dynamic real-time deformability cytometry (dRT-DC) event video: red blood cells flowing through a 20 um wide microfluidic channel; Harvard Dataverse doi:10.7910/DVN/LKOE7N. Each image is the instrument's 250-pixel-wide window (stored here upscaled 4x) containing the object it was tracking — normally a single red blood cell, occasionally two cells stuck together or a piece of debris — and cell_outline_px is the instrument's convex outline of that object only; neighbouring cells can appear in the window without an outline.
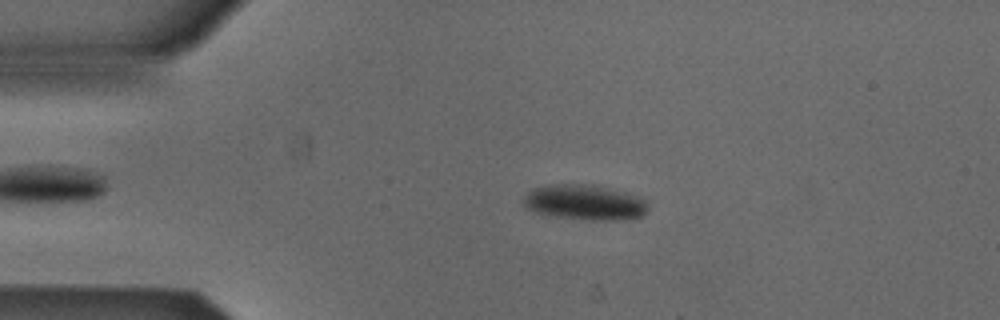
{"species": "Egyptian fruit bat (a non-hibernating species)", "species_latin": "Rousettus aegyptiacus", "temperature_condition": "cold", "stored_images_in_passage": 53, "camera_frame_rate_fps": 3000, "um_per_image_px": 0.085, "animal": {"sex": "male"}, "frame": {"image": 1, "passage_image": 11, "time_ms": 3.333, "image_size_px": [1000, 320], "cell_outline_px": [[648, 208], [640, 216], [612, 220], [592, 220], [556, 216], [536, 212], [528, 208], [524, 204], [524, 196], [532, 188], [556, 184], [592, 184], [632, 196], [644, 200], [648, 204]], "centroid_in_image_um": [49.63, 17.2], "position_along_channel_um": 35.4, "area_um2": 24.74}}
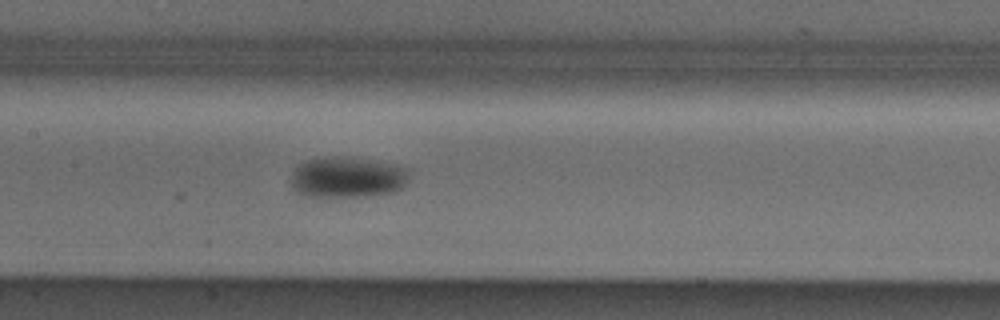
{"frame": {"image": 2, "passage_image": 25, "time_ms": 8.0, "image_size_px": [1000, 320], "cell_outline_px": [[408, 180], [404, 188], [392, 192], [364, 196], [300, 196], [292, 188], [292, 168], [308, 160], [324, 156], [348, 156], [396, 164], [408, 168]], "centroid_in_image_um": [29.52, 15.05], "position_along_channel_um": 177.9, "area_um2": 28.61}}
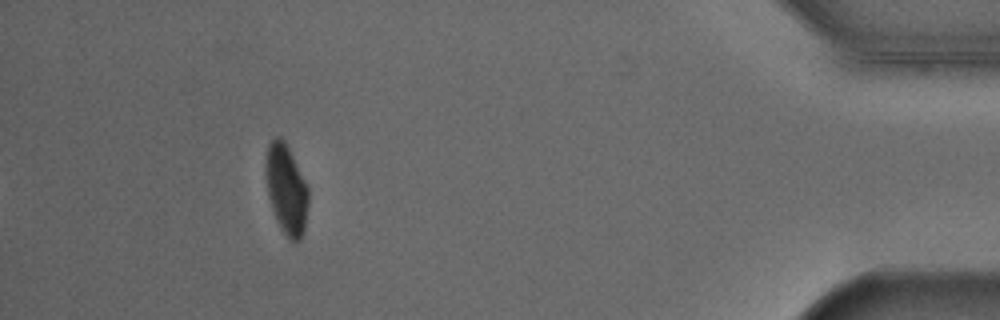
{"frame": {"image": 3, "passage_image": 48, "time_ms": 15.667, "image_size_px": [1000, 320], "cell_outline_px": [[308, 204], [304, 232], [300, 240], [288, 240], [280, 228], [276, 220], [272, 208], [268, 192], [268, 144], [276, 136], [280, 136], [284, 140], [308, 188]], "centroid_in_image_um": [24.38, 16.17], "position_along_channel_um": 410.8, "area_um2": 21.44}, "authors_computed_cell_mechanics": {"area_um2": 24.6228, "velocity_mm_per_s": 3.8571, "shape_relaxation_time_tau1_ms": 2.0059, "shape_relaxation_time_tau2_ms": null, "deformation_change_tau1": 0.0954, "deformation_change_tau2": null}}